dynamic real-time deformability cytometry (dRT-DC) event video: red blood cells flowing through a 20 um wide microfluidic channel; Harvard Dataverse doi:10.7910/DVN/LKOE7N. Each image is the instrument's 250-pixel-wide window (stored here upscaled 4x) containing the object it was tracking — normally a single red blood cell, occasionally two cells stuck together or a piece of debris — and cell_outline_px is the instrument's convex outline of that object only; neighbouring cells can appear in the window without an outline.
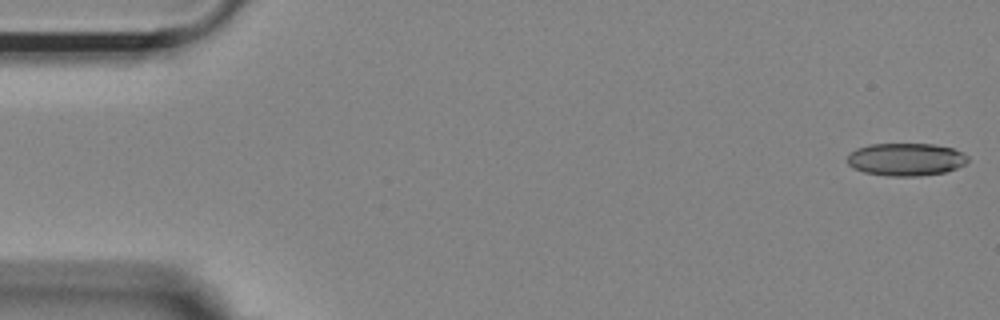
{"species": "Egyptian fruit bat (a non-hibernating species)", "species_latin": "Rousettus aegyptiacus", "temperature_condition": "room temperature", "stored_images_in_passage": 53, "camera_frame_rate_fps": 3000, "um_per_image_px": 0.085, "animal": {"sex": "female"}, "frame": {"image": 1, "passage_image": 1, "time_ms": 0.0, "image_size_px": [1000, 320], "cell_outline_px": [[968, 160], [964, 164], [956, 168], [944, 172], [920, 176], [888, 176], [864, 172], [852, 168], [848, 164], [848, 156], [856, 148], [868, 144], [936, 144], [952, 148], [968, 156]], "centroid_in_image_um": [76.98, 13.55], "position_along_channel_um": 8.0, "area_um2": 22.95}}
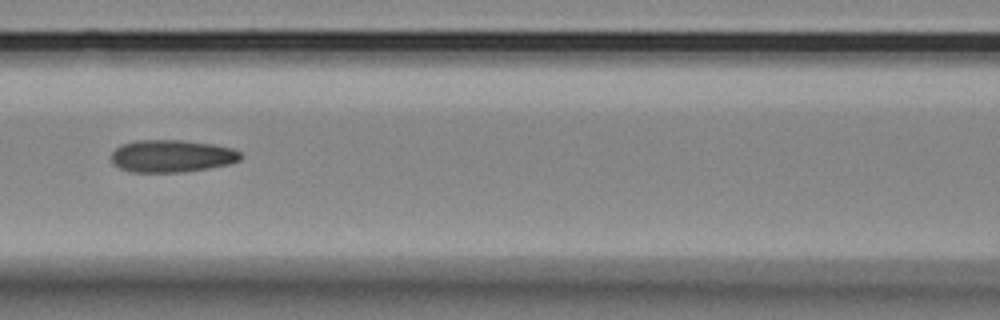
{"frame": {"image": 2, "passage_image": 23, "time_ms": 7.333, "image_size_px": [1000, 320], "cell_outline_px": [[244, 156], [240, 160], [228, 164], [208, 168], [184, 172], [132, 172], [120, 168], [112, 164], [112, 152], [120, 144], [136, 140], [184, 140], [212, 144], [232, 148], [240, 152]], "centroid_in_image_um": [14.59, 13.26], "position_along_channel_um": 152.0, "area_um2": 24.57}}
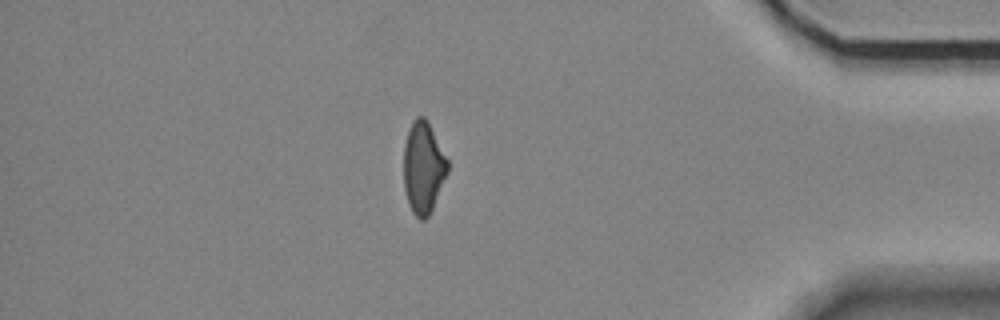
{"frame": {"image": 3, "passage_image": 46, "time_ms": 15.0, "image_size_px": [1000, 320], "cell_outline_px": [[448, 172], [432, 208], [428, 216], [424, 220], [420, 220], [412, 212], [408, 204], [404, 188], [404, 144], [408, 132], [416, 116], [424, 116], [428, 120], [448, 160]], "centroid_in_image_um": [35.98, 14.24], "position_along_channel_um": 399.2, "area_um2": 23.41}, "authors_computed_cell_mechanics": {"area_um2": 24.3338, "velocity_mm_per_s": 3.6995, "shape_relaxation_time_tau1_ms": null, "shape_relaxation_time_tau2_ms": 2.7914, "deformation_change_tau1": null, "deformation_change_tau2": 0.1163}}